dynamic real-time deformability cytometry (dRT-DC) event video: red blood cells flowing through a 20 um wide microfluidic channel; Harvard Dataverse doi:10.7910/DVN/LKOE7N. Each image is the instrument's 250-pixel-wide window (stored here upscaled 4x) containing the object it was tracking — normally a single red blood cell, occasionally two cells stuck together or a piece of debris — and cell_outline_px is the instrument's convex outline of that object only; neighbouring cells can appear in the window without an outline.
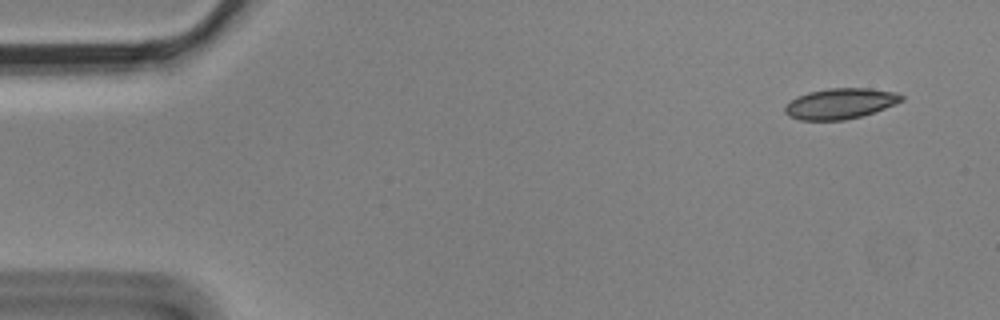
{"species": "Egyptian fruit bat (a non-hibernating species)", "species_latin": "Rousettus aegyptiacus", "temperature_condition": "cold", "stored_images_in_passage": 7, "camera_frame_rate_fps": 3000, "um_per_image_px": 0.085, "animal": {"sex": "male"}, "frame": {"image": 1, "passage_image": 1, "time_ms": 0.0, "image_size_px": [1000, 320], "cell_outline_px": [[904, 100], [884, 108], [860, 116], [844, 120], [800, 120], [788, 116], [784, 112], [784, 108], [796, 96], [808, 92], [828, 88], [868, 88], [896, 92], [904, 96]], "centroid_in_image_um": [71.4, 8.8], "position_along_channel_um": 13.6, "area_um2": 20.69}}
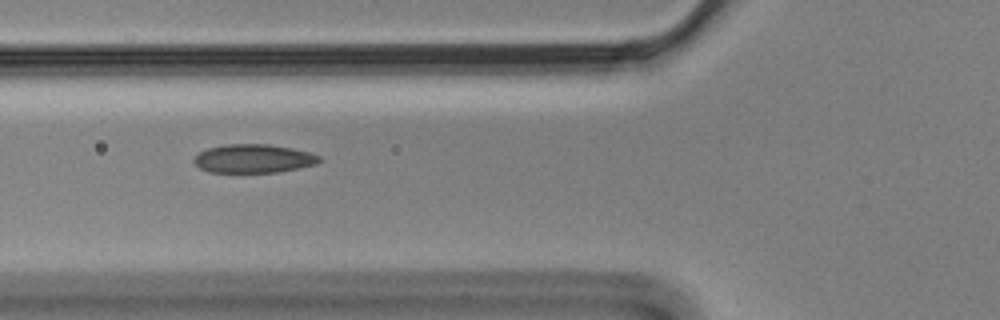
{"frame": {"image": 2, "passage_image": 6, "time_ms": 1.667, "image_size_px": [1000, 320], "cell_outline_px": [[320, 160], [316, 164], [276, 172], [208, 172], [200, 168], [192, 160], [200, 152], [208, 148], [224, 144], [268, 144], [292, 148], [308, 152], [320, 156]], "centroid_in_image_um": [21.52, 13.47], "position_along_channel_um": 104.3, "area_um2": 20.69}}
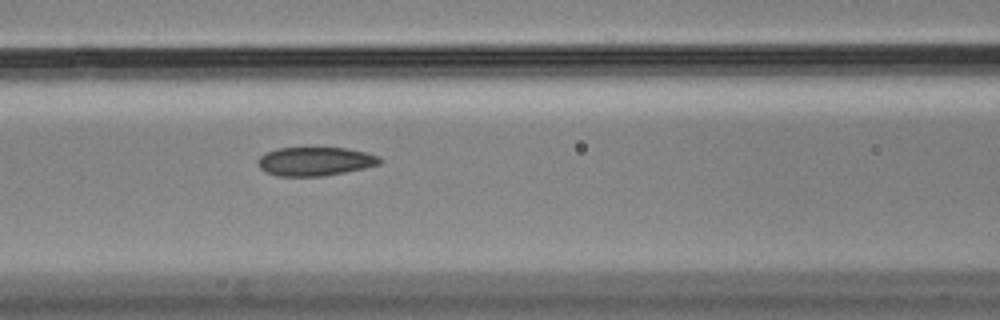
{"frame": {"image": 3, "passage_image": 7, "time_ms": 2.0, "image_size_px": [1000, 320], "cell_outline_px": [[380, 164], [364, 168], [324, 176], [276, 176], [264, 172], [256, 164], [256, 160], [260, 156], [276, 148], [344, 148], [364, 152], [380, 156]], "centroid_in_image_um": [26.73, 13.72], "position_along_channel_um": 139.9, "area_um2": 20.4}}